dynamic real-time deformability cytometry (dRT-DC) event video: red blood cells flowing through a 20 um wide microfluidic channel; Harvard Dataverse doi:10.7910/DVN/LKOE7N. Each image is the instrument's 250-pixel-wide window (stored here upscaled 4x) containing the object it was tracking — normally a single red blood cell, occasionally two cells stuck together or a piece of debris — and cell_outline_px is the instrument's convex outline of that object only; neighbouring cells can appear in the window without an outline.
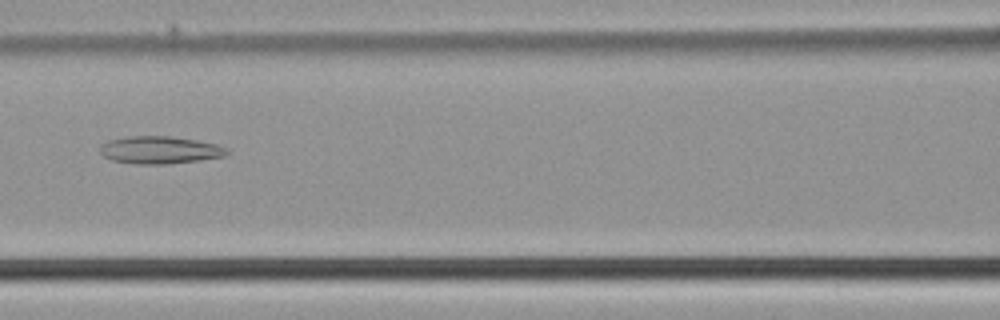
{"species": "common noctule bat (a hibernating species)", "species_latin": "Nyctalus noctula", "temperature_condition": "cold", "stored_images_in_passage": 40, "camera_frame_rate_fps": 3000, "um_per_image_px": 0.085, "animal": {"sex": "male", "body_mass_g": 21.5, "forearm_length_mm": 52.0}, "frame": {"image": 1, "passage_image": 13, "time_ms": 4.0, "image_size_px": [1000, 320], "cell_outline_px": [[232, 152], [224, 156], [200, 160], [168, 164], [136, 164], [112, 160], [104, 156], [100, 152], [100, 144], [108, 140], [128, 136], [168, 136], [196, 140], [216, 144], [228, 148]], "centroid_in_image_um": [13.6, 12.75], "position_along_channel_um": 153.0, "area_um2": 20.46}}
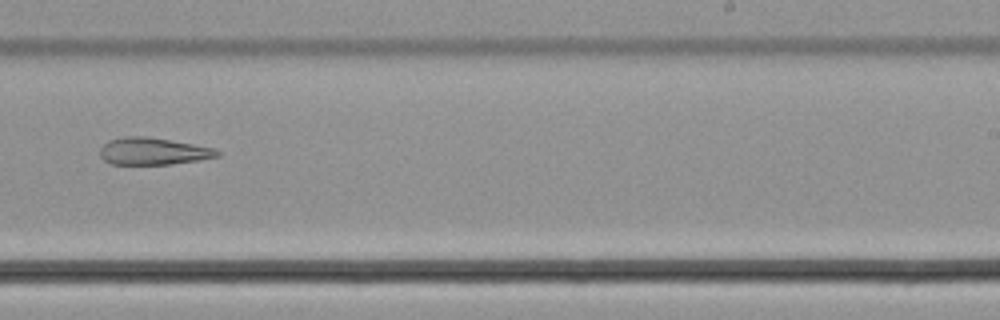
{"frame": {"image": 2, "passage_image": 22, "time_ms": 7.0, "image_size_px": [1000, 320], "cell_outline_px": [[220, 156], [200, 160], [172, 164], [112, 164], [104, 160], [100, 156], [100, 148], [108, 140], [124, 136], [144, 136], [216, 148], [220, 152]], "centroid_in_image_um": [13.02, 12.86], "position_along_channel_um": 276.0, "area_um2": 18.5}}
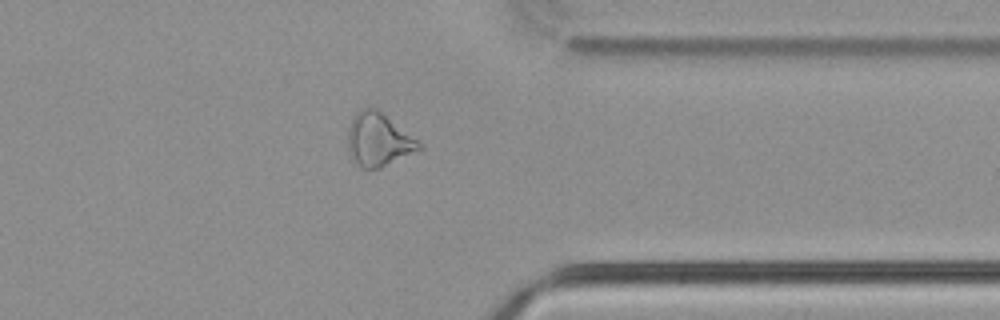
{"frame": {"image": 3, "passage_image": 30, "time_ms": 9.667, "image_size_px": [1000, 320], "cell_outline_px": [[424, 148], [380, 168], [368, 172], [360, 168], [352, 160], [348, 152], [348, 128], [352, 116], [360, 108], [376, 108], [416, 140]], "centroid_in_image_um": [32.1, 11.92], "position_along_channel_um": 379.3, "area_um2": 22.14}}